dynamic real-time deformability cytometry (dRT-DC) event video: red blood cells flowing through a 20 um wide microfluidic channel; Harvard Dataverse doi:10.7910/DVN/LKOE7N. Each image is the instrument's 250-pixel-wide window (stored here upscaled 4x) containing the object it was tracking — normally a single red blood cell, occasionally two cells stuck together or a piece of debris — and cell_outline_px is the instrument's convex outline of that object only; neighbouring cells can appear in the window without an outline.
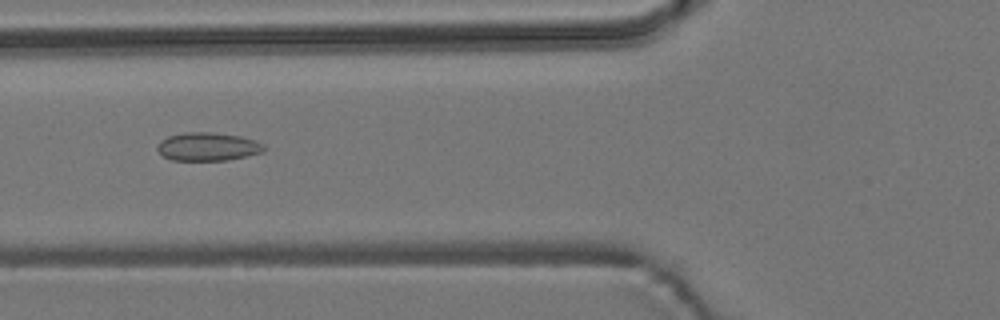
{"species": "common noctule bat (a hibernating species)", "species_latin": "Nyctalus noctula", "temperature_condition": "room temperature", "stored_images_in_passage": 39, "camera_frame_rate_fps": 3000, "um_per_image_px": 0.085, "animal": {"sex": "male", "body_mass_g": 19.2, "forearm_length_mm": 51.8}, "frame": {"image": 1, "passage_image": 4, "time_ms": 1.0, "image_size_px": [1000, 320], "cell_outline_px": [[264, 152], [228, 160], [172, 160], [164, 156], [156, 148], [160, 140], [168, 136], [184, 132], [212, 132], [240, 136], [256, 140], [264, 144]], "centroid_in_image_um": [17.67, 12.46], "position_along_channel_um": 108.1, "area_um2": 17.63}}
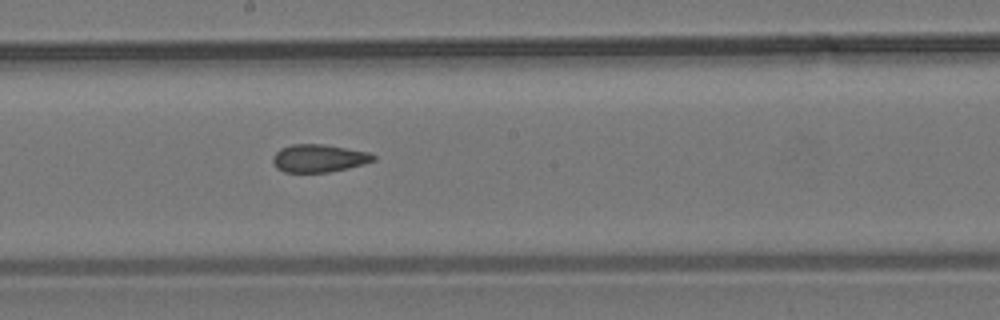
{"frame": {"image": 2, "passage_image": 13, "time_ms": 4.0, "image_size_px": [1000, 320], "cell_outline_px": [[376, 160], [364, 164], [348, 168], [328, 172], [284, 172], [276, 168], [272, 164], [272, 156], [280, 148], [292, 144], [324, 144], [368, 152], [376, 156]], "centroid_in_image_um": [27.07, 13.45], "position_along_channel_um": 221.1, "area_um2": 16.42}}
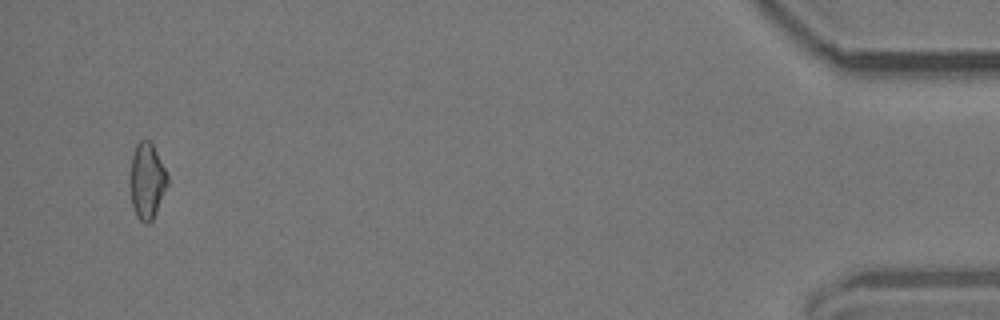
{"frame": {"image": 3, "passage_image": 36, "time_ms": 11.667, "image_size_px": [1000, 320], "cell_outline_px": [[168, 184], [156, 212], [152, 220], [148, 224], [144, 224], [136, 216], [132, 204], [132, 156], [136, 144], [140, 140], [148, 140], [152, 144], [168, 172]], "centroid_in_image_um": [12.53, 15.38], "position_along_channel_um": 422.7, "area_um2": 16.18}}